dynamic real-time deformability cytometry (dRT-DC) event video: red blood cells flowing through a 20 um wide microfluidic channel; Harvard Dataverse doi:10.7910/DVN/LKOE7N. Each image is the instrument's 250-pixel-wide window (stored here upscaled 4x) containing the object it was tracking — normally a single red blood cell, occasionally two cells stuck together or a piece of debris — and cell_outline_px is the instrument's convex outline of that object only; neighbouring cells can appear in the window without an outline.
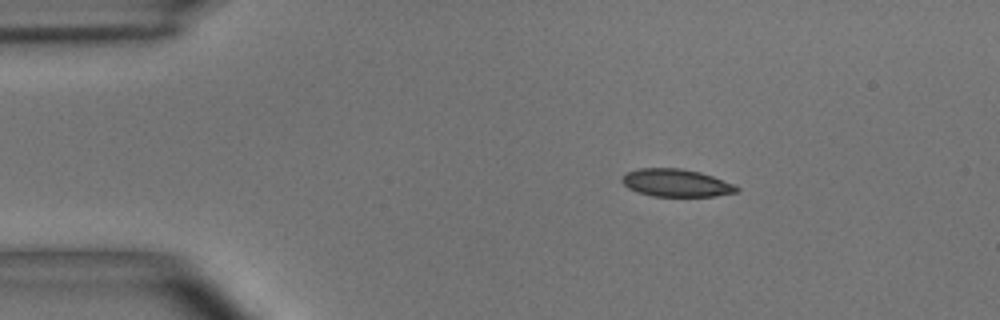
{"species": "common noctule bat (a hibernating species)", "species_latin": "Nyctalus noctula", "temperature_condition": "room temperature", "stored_images_in_passage": 46, "camera_frame_rate_fps": 3000, "um_per_image_px": 0.085, "animal": {"sex": "male", "body_mass_g": 15.6}, "frame": {"image": 1, "passage_image": 1, "time_ms": 0.0, "image_size_px": [1000, 320], "cell_outline_px": [[740, 192], [716, 196], [652, 196], [636, 192], [628, 188], [620, 180], [620, 176], [624, 172], [640, 168], [680, 168], [700, 172], [712, 176], [732, 184], [740, 188]], "centroid_in_image_um": [57.43, 15.54], "position_along_channel_um": 27.6, "area_um2": 18.67}}
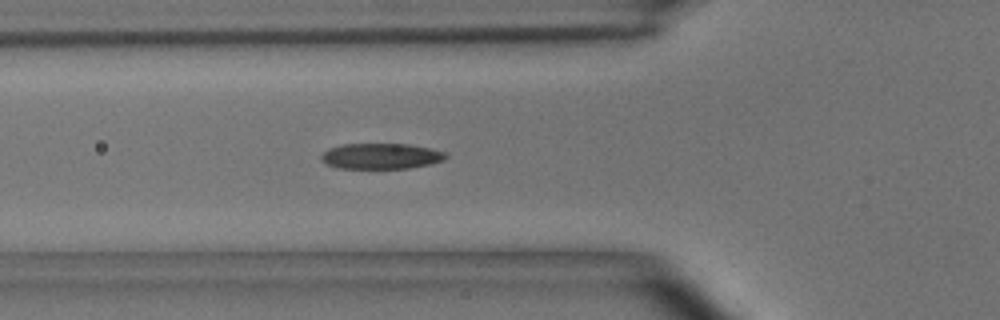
{"frame": {"image": 2, "passage_image": 11, "time_ms": 3.333, "image_size_px": [1000, 320], "cell_outline_px": [[448, 156], [444, 160], [432, 164], [408, 168], [336, 168], [320, 160], [320, 156], [328, 148], [344, 144], [408, 144], [428, 148], [444, 152]], "centroid_in_image_um": [32.37, 13.27], "position_along_channel_um": 93.4, "area_um2": 18.61}}
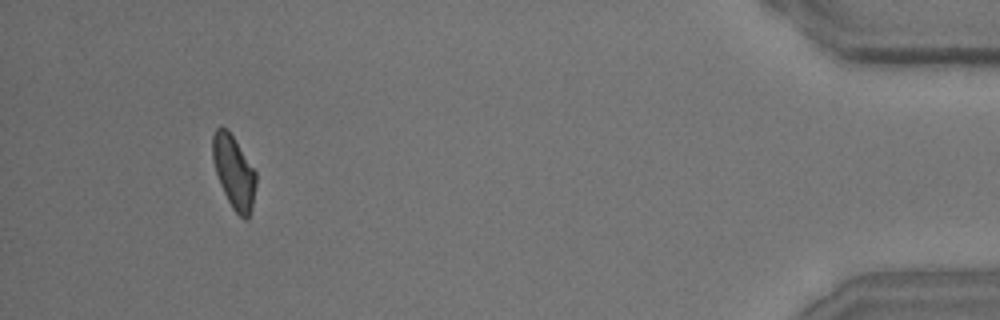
{"frame": {"image": 3, "passage_image": 43, "time_ms": 14.0, "image_size_px": [1000, 320], "cell_outline_px": [[256, 184], [252, 208], [248, 220], [244, 220], [232, 208], [220, 184], [212, 160], [212, 136], [216, 128], [220, 124], [228, 128], [256, 172]], "centroid_in_image_um": [19.87, 14.59], "position_along_channel_um": 415.3, "area_um2": 18.61}, "authors_computed_cell_mechanics": {"area_um2": 18.9295, "velocity_mm_per_s": 3.6453, "shape_relaxation_time_tau1_ms": 4.5808, "shape_relaxation_time_tau2_ms": 2.4551, "deformation_change_tau1": 0.1593, "deformation_change_tau2": 0.0817}}